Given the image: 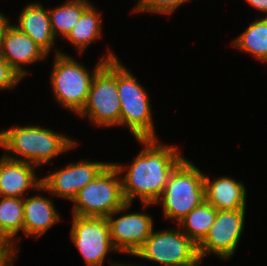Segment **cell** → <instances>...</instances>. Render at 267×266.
Masks as SVG:
<instances>
[{
  "mask_svg": "<svg viewBox=\"0 0 267 266\" xmlns=\"http://www.w3.org/2000/svg\"><path fill=\"white\" fill-rule=\"evenodd\" d=\"M144 145L130 166L114 163L120 174L127 170L122 180L126 203L138 197L144 208L154 205L161 196L170 174L185 159L175 145H164L157 138L136 139Z\"/></svg>",
  "mask_w": 267,
  "mask_h": 266,
  "instance_id": "cell-1",
  "label": "cell"
},
{
  "mask_svg": "<svg viewBox=\"0 0 267 266\" xmlns=\"http://www.w3.org/2000/svg\"><path fill=\"white\" fill-rule=\"evenodd\" d=\"M77 142L62 133L37 125H26L0 132V147L11 159L30 163L36 167L48 163L56 156L77 146ZM12 153L8 154V153ZM16 156H15V155Z\"/></svg>",
  "mask_w": 267,
  "mask_h": 266,
  "instance_id": "cell-2",
  "label": "cell"
},
{
  "mask_svg": "<svg viewBox=\"0 0 267 266\" xmlns=\"http://www.w3.org/2000/svg\"><path fill=\"white\" fill-rule=\"evenodd\" d=\"M108 51V55L103 56L90 72L72 56L55 49L50 83L59 105L61 104L63 108L76 115L82 111L88 99L91 82L97 71L106 61L118 58L111 50L108 49Z\"/></svg>",
  "mask_w": 267,
  "mask_h": 266,
  "instance_id": "cell-3",
  "label": "cell"
},
{
  "mask_svg": "<svg viewBox=\"0 0 267 266\" xmlns=\"http://www.w3.org/2000/svg\"><path fill=\"white\" fill-rule=\"evenodd\" d=\"M205 201L204 173L186 158L170 174L161 203L165 218L178 223Z\"/></svg>",
  "mask_w": 267,
  "mask_h": 266,
  "instance_id": "cell-4",
  "label": "cell"
},
{
  "mask_svg": "<svg viewBox=\"0 0 267 266\" xmlns=\"http://www.w3.org/2000/svg\"><path fill=\"white\" fill-rule=\"evenodd\" d=\"M117 89L120 125L127 126L135 139L156 138L148 92L118 58Z\"/></svg>",
  "mask_w": 267,
  "mask_h": 266,
  "instance_id": "cell-5",
  "label": "cell"
},
{
  "mask_svg": "<svg viewBox=\"0 0 267 266\" xmlns=\"http://www.w3.org/2000/svg\"><path fill=\"white\" fill-rule=\"evenodd\" d=\"M119 175L121 174L117 168L110 162L93 181L78 192L72 201V215L107 218L125 205Z\"/></svg>",
  "mask_w": 267,
  "mask_h": 266,
  "instance_id": "cell-6",
  "label": "cell"
},
{
  "mask_svg": "<svg viewBox=\"0 0 267 266\" xmlns=\"http://www.w3.org/2000/svg\"><path fill=\"white\" fill-rule=\"evenodd\" d=\"M120 99L117 89V59L106 61L91 82L87 102L78 114L98 126H120Z\"/></svg>",
  "mask_w": 267,
  "mask_h": 266,
  "instance_id": "cell-7",
  "label": "cell"
},
{
  "mask_svg": "<svg viewBox=\"0 0 267 266\" xmlns=\"http://www.w3.org/2000/svg\"><path fill=\"white\" fill-rule=\"evenodd\" d=\"M133 256L164 266H194L200 261L197 245L181 228L152 231Z\"/></svg>",
  "mask_w": 267,
  "mask_h": 266,
  "instance_id": "cell-8",
  "label": "cell"
},
{
  "mask_svg": "<svg viewBox=\"0 0 267 266\" xmlns=\"http://www.w3.org/2000/svg\"><path fill=\"white\" fill-rule=\"evenodd\" d=\"M71 242L84 258L87 266H102L107 253L117 252L105 217L72 216Z\"/></svg>",
  "mask_w": 267,
  "mask_h": 266,
  "instance_id": "cell-9",
  "label": "cell"
},
{
  "mask_svg": "<svg viewBox=\"0 0 267 266\" xmlns=\"http://www.w3.org/2000/svg\"><path fill=\"white\" fill-rule=\"evenodd\" d=\"M245 210H217L215 221L208 234L197 245L201 261L211 253L222 259L233 256L244 230Z\"/></svg>",
  "mask_w": 267,
  "mask_h": 266,
  "instance_id": "cell-10",
  "label": "cell"
},
{
  "mask_svg": "<svg viewBox=\"0 0 267 266\" xmlns=\"http://www.w3.org/2000/svg\"><path fill=\"white\" fill-rule=\"evenodd\" d=\"M130 206V203H126L110 214L107 219L110 224L111 240L117 252L133 256L154 230V221L144 212H131L114 218L124 213Z\"/></svg>",
  "mask_w": 267,
  "mask_h": 266,
  "instance_id": "cell-11",
  "label": "cell"
},
{
  "mask_svg": "<svg viewBox=\"0 0 267 266\" xmlns=\"http://www.w3.org/2000/svg\"><path fill=\"white\" fill-rule=\"evenodd\" d=\"M110 163L80 161L69 163L60 170L41 178L37 191H45L53 196L65 198L70 202L78 192L93 181Z\"/></svg>",
  "mask_w": 267,
  "mask_h": 266,
  "instance_id": "cell-12",
  "label": "cell"
},
{
  "mask_svg": "<svg viewBox=\"0 0 267 266\" xmlns=\"http://www.w3.org/2000/svg\"><path fill=\"white\" fill-rule=\"evenodd\" d=\"M0 55L20 75L29 72L22 65H31L48 56L34 40L8 21L1 34Z\"/></svg>",
  "mask_w": 267,
  "mask_h": 266,
  "instance_id": "cell-13",
  "label": "cell"
},
{
  "mask_svg": "<svg viewBox=\"0 0 267 266\" xmlns=\"http://www.w3.org/2000/svg\"><path fill=\"white\" fill-rule=\"evenodd\" d=\"M34 167L3 155L0 158V197L24 198L27 190H37L42 179L36 176Z\"/></svg>",
  "mask_w": 267,
  "mask_h": 266,
  "instance_id": "cell-14",
  "label": "cell"
},
{
  "mask_svg": "<svg viewBox=\"0 0 267 266\" xmlns=\"http://www.w3.org/2000/svg\"><path fill=\"white\" fill-rule=\"evenodd\" d=\"M205 200L217 210L246 209L247 190L245 184L229 176L211 181L204 174Z\"/></svg>",
  "mask_w": 267,
  "mask_h": 266,
  "instance_id": "cell-15",
  "label": "cell"
},
{
  "mask_svg": "<svg viewBox=\"0 0 267 266\" xmlns=\"http://www.w3.org/2000/svg\"><path fill=\"white\" fill-rule=\"evenodd\" d=\"M51 197L43 195L24 196V222L23 233L29 237H40L49 228L60 221L59 212L55 209Z\"/></svg>",
  "mask_w": 267,
  "mask_h": 266,
  "instance_id": "cell-16",
  "label": "cell"
},
{
  "mask_svg": "<svg viewBox=\"0 0 267 266\" xmlns=\"http://www.w3.org/2000/svg\"><path fill=\"white\" fill-rule=\"evenodd\" d=\"M17 22L18 25L14 26L30 36L49 55L56 40L53 35L48 9H45L39 2H33L21 11Z\"/></svg>",
  "mask_w": 267,
  "mask_h": 266,
  "instance_id": "cell-17",
  "label": "cell"
},
{
  "mask_svg": "<svg viewBox=\"0 0 267 266\" xmlns=\"http://www.w3.org/2000/svg\"><path fill=\"white\" fill-rule=\"evenodd\" d=\"M101 14L91 5L82 13L76 25L65 37L79 53H82L91 42L102 36Z\"/></svg>",
  "mask_w": 267,
  "mask_h": 266,
  "instance_id": "cell-18",
  "label": "cell"
},
{
  "mask_svg": "<svg viewBox=\"0 0 267 266\" xmlns=\"http://www.w3.org/2000/svg\"><path fill=\"white\" fill-rule=\"evenodd\" d=\"M0 240L19 244L15 239L23 232L24 207L23 198L0 197ZM16 241V242H15Z\"/></svg>",
  "mask_w": 267,
  "mask_h": 266,
  "instance_id": "cell-19",
  "label": "cell"
},
{
  "mask_svg": "<svg viewBox=\"0 0 267 266\" xmlns=\"http://www.w3.org/2000/svg\"><path fill=\"white\" fill-rule=\"evenodd\" d=\"M233 46L267 63V17L256 19L235 40Z\"/></svg>",
  "mask_w": 267,
  "mask_h": 266,
  "instance_id": "cell-20",
  "label": "cell"
},
{
  "mask_svg": "<svg viewBox=\"0 0 267 266\" xmlns=\"http://www.w3.org/2000/svg\"><path fill=\"white\" fill-rule=\"evenodd\" d=\"M216 215L217 209L205 200L177 224L188 238L198 245L208 234Z\"/></svg>",
  "mask_w": 267,
  "mask_h": 266,
  "instance_id": "cell-21",
  "label": "cell"
},
{
  "mask_svg": "<svg viewBox=\"0 0 267 266\" xmlns=\"http://www.w3.org/2000/svg\"><path fill=\"white\" fill-rule=\"evenodd\" d=\"M90 5L87 0H67L56 8H49L48 13L54 37L61 35L65 38Z\"/></svg>",
  "mask_w": 267,
  "mask_h": 266,
  "instance_id": "cell-22",
  "label": "cell"
},
{
  "mask_svg": "<svg viewBox=\"0 0 267 266\" xmlns=\"http://www.w3.org/2000/svg\"><path fill=\"white\" fill-rule=\"evenodd\" d=\"M186 1L188 0H139L133 12H152L169 15Z\"/></svg>",
  "mask_w": 267,
  "mask_h": 266,
  "instance_id": "cell-23",
  "label": "cell"
},
{
  "mask_svg": "<svg viewBox=\"0 0 267 266\" xmlns=\"http://www.w3.org/2000/svg\"><path fill=\"white\" fill-rule=\"evenodd\" d=\"M22 80L20 75L0 55V90H9Z\"/></svg>",
  "mask_w": 267,
  "mask_h": 266,
  "instance_id": "cell-24",
  "label": "cell"
},
{
  "mask_svg": "<svg viewBox=\"0 0 267 266\" xmlns=\"http://www.w3.org/2000/svg\"><path fill=\"white\" fill-rule=\"evenodd\" d=\"M18 249L17 245L0 240V266H12L18 255Z\"/></svg>",
  "mask_w": 267,
  "mask_h": 266,
  "instance_id": "cell-25",
  "label": "cell"
},
{
  "mask_svg": "<svg viewBox=\"0 0 267 266\" xmlns=\"http://www.w3.org/2000/svg\"><path fill=\"white\" fill-rule=\"evenodd\" d=\"M246 2L257 11L266 13L267 17V0H246Z\"/></svg>",
  "mask_w": 267,
  "mask_h": 266,
  "instance_id": "cell-26",
  "label": "cell"
},
{
  "mask_svg": "<svg viewBox=\"0 0 267 266\" xmlns=\"http://www.w3.org/2000/svg\"><path fill=\"white\" fill-rule=\"evenodd\" d=\"M8 21H9V18H7L6 15L0 12V43H1L2 31Z\"/></svg>",
  "mask_w": 267,
  "mask_h": 266,
  "instance_id": "cell-27",
  "label": "cell"
},
{
  "mask_svg": "<svg viewBox=\"0 0 267 266\" xmlns=\"http://www.w3.org/2000/svg\"><path fill=\"white\" fill-rule=\"evenodd\" d=\"M111 266H140V265H135V264L133 265V264H130V263L129 264H126V263H124V264L120 263L119 264L117 262L115 263V261L114 262L111 261Z\"/></svg>",
  "mask_w": 267,
  "mask_h": 266,
  "instance_id": "cell-28",
  "label": "cell"
},
{
  "mask_svg": "<svg viewBox=\"0 0 267 266\" xmlns=\"http://www.w3.org/2000/svg\"><path fill=\"white\" fill-rule=\"evenodd\" d=\"M201 260L198 262V263H196L194 266H199L200 264H201Z\"/></svg>",
  "mask_w": 267,
  "mask_h": 266,
  "instance_id": "cell-29",
  "label": "cell"
}]
</instances>
